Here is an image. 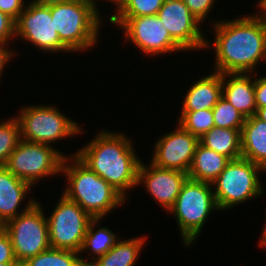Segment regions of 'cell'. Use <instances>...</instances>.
Masks as SVG:
<instances>
[{"mask_svg":"<svg viewBox=\"0 0 266 266\" xmlns=\"http://www.w3.org/2000/svg\"><path fill=\"white\" fill-rule=\"evenodd\" d=\"M241 157L266 171V122L256 115L246 118L242 126Z\"/></svg>","mask_w":266,"mask_h":266,"instance_id":"obj_20","label":"cell"},{"mask_svg":"<svg viewBox=\"0 0 266 266\" xmlns=\"http://www.w3.org/2000/svg\"><path fill=\"white\" fill-rule=\"evenodd\" d=\"M102 221H104V218H93L89 222L86 235L79 252L84 266H89L97 258L106 254L121 238L119 237V233H114V231L109 227H103V225L100 226ZM83 254L87 257H82Z\"/></svg>","mask_w":266,"mask_h":266,"instance_id":"obj_19","label":"cell"},{"mask_svg":"<svg viewBox=\"0 0 266 266\" xmlns=\"http://www.w3.org/2000/svg\"><path fill=\"white\" fill-rule=\"evenodd\" d=\"M148 237L142 235L132 236L123 240L120 238L114 247L106 254L100 256L89 266H135L139 256L143 253Z\"/></svg>","mask_w":266,"mask_h":266,"instance_id":"obj_21","label":"cell"},{"mask_svg":"<svg viewBox=\"0 0 266 266\" xmlns=\"http://www.w3.org/2000/svg\"><path fill=\"white\" fill-rule=\"evenodd\" d=\"M15 41L21 40L41 54H72L60 41L50 12V6L28 2L15 22Z\"/></svg>","mask_w":266,"mask_h":266,"instance_id":"obj_12","label":"cell"},{"mask_svg":"<svg viewBox=\"0 0 266 266\" xmlns=\"http://www.w3.org/2000/svg\"><path fill=\"white\" fill-rule=\"evenodd\" d=\"M158 137L154 142L149 162L161 168L188 173L199 138L183 129L178 123L174 129Z\"/></svg>","mask_w":266,"mask_h":266,"instance_id":"obj_14","label":"cell"},{"mask_svg":"<svg viewBox=\"0 0 266 266\" xmlns=\"http://www.w3.org/2000/svg\"><path fill=\"white\" fill-rule=\"evenodd\" d=\"M262 227H264V228L261 229L262 232L259 235V241H258V248L260 247L261 249L266 246V221Z\"/></svg>","mask_w":266,"mask_h":266,"instance_id":"obj_37","label":"cell"},{"mask_svg":"<svg viewBox=\"0 0 266 266\" xmlns=\"http://www.w3.org/2000/svg\"><path fill=\"white\" fill-rule=\"evenodd\" d=\"M61 174L67 181L61 194L79 204L92 218L106 219L115 209L128 204L115 188L72 152L65 157Z\"/></svg>","mask_w":266,"mask_h":266,"instance_id":"obj_3","label":"cell"},{"mask_svg":"<svg viewBox=\"0 0 266 266\" xmlns=\"http://www.w3.org/2000/svg\"><path fill=\"white\" fill-rule=\"evenodd\" d=\"M109 24L121 30L123 42L137 48L143 56L161 58L164 55L185 52L169 35L157 15L138 17H111ZM124 34V35H123ZM130 42V43H129ZM154 56V57H153Z\"/></svg>","mask_w":266,"mask_h":266,"instance_id":"obj_9","label":"cell"},{"mask_svg":"<svg viewBox=\"0 0 266 266\" xmlns=\"http://www.w3.org/2000/svg\"><path fill=\"white\" fill-rule=\"evenodd\" d=\"M165 0H128L112 17L154 16Z\"/></svg>","mask_w":266,"mask_h":266,"instance_id":"obj_28","label":"cell"},{"mask_svg":"<svg viewBox=\"0 0 266 266\" xmlns=\"http://www.w3.org/2000/svg\"><path fill=\"white\" fill-rule=\"evenodd\" d=\"M10 45L12 46L14 44H1L0 43V82H2V77H3L2 75H4L3 73H5L6 66L9 67L8 65L11 64L10 62H12L13 59L15 60V58L18 57L19 55L18 53L19 51H17V49L14 51L13 46L11 47Z\"/></svg>","mask_w":266,"mask_h":266,"instance_id":"obj_34","label":"cell"},{"mask_svg":"<svg viewBox=\"0 0 266 266\" xmlns=\"http://www.w3.org/2000/svg\"><path fill=\"white\" fill-rule=\"evenodd\" d=\"M0 266H21L19 263H0Z\"/></svg>","mask_w":266,"mask_h":266,"instance_id":"obj_40","label":"cell"},{"mask_svg":"<svg viewBox=\"0 0 266 266\" xmlns=\"http://www.w3.org/2000/svg\"><path fill=\"white\" fill-rule=\"evenodd\" d=\"M63 151L50 145L21 139L9 155L5 167L34 188L49 177H60L63 161L69 156Z\"/></svg>","mask_w":266,"mask_h":266,"instance_id":"obj_8","label":"cell"},{"mask_svg":"<svg viewBox=\"0 0 266 266\" xmlns=\"http://www.w3.org/2000/svg\"><path fill=\"white\" fill-rule=\"evenodd\" d=\"M87 144L73 152L99 177L108 182L126 200L128 192L137 188L141 163L139 151L131 136L107 128L97 131ZM135 146V147H134Z\"/></svg>","mask_w":266,"mask_h":266,"instance_id":"obj_2","label":"cell"},{"mask_svg":"<svg viewBox=\"0 0 266 266\" xmlns=\"http://www.w3.org/2000/svg\"><path fill=\"white\" fill-rule=\"evenodd\" d=\"M142 161L138 170L137 187H144L146 194L156 202L166 213L174 206L182 185L188 174L175 170L158 167L151 162L148 165Z\"/></svg>","mask_w":266,"mask_h":266,"instance_id":"obj_15","label":"cell"},{"mask_svg":"<svg viewBox=\"0 0 266 266\" xmlns=\"http://www.w3.org/2000/svg\"><path fill=\"white\" fill-rule=\"evenodd\" d=\"M214 211L220 212L212 184L187 178L174 206L167 213L175 218L184 249L191 248L199 240Z\"/></svg>","mask_w":266,"mask_h":266,"instance_id":"obj_6","label":"cell"},{"mask_svg":"<svg viewBox=\"0 0 266 266\" xmlns=\"http://www.w3.org/2000/svg\"><path fill=\"white\" fill-rule=\"evenodd\" d=\"M254 94L256 108L266 107V75L261 72L254 73Z\"/></svg>","mask_w":266,"mask_h":266,"instance_id":"obj_33","label":"cell"},{"mask_svg":"<svg viewBox=\"0 0 266 266\" xmlns=\"http://www.w3.org/2000/svg\"><path fill=\"white\" fill-rule=\"evenodd\" d=\"M67 0H28L27 2L38 3L45 6H51L59 3H63Z\"/></svg>","mask_w":266,"mask_h":266,"instance_id":"obj_36","label":"cell"},{"mask_svg":"<svg viewBox=\"0 0 266 266\" xmlns=\"http://www.w3.org/2000/svg\"><path fill=\"white\" fill-rule=\"evenodd\" d=\"M32 189L30 184L17 178L5 166L0 167V224L2 226L38 202L36 200L38 198L29 197L34 193Z\"/></svg>","mask_w":266,"mask_h":266,"instance_id":"obj_16","label":"cell"},{"mask_svg":"<svg viewBox=\"0 0 266 266\" xmlns=\"http://www.w3.org/2000/svg\"><path fill=\"white\" fill-rule=\"evenodd\" d=\"M11 116L0 121V167L5 166L9 155L21 140L19 122L14 115Z\"/></svg>","mask_w":266,"mask_h":266,"instance_id":"obj_26","label":"cell"},{"mask_svg":"<svg viewBox=\"0 0 266 266\" xmlns=\"http://www.w3.org/2000/svg\"><path fill=\"white\" fill-rule=\"evenodd\" d=\"M41 203L38 200L29 210L3 226L10 235L13 252L20 265L28 258L51 248L47 213Z\"/></svg>","mask_w":266,"mask_h":266,"instance_id":"obj_10","label":"cell"},{"mask_svg":"<svg viewBox=\"0 0 266 266\" xmlns=\"http://www.w3.org/2000/svg\"><path fill=\"white\" fill-rule=\"evenodd\" d=\"M15 40V21L8 15L0 12V43L14 44Z\"/></svg>","mask_w":266,"mask_h":266,"instance_id":"obj_30","label":"cell"},{"mask_svg":"<svg viewBox=\"0 0 266 266\" xmlns=\"http://www.w3.org/2000/svg\"><path fill=\"white\" fill-rule=\"evenodd\" d=\"M46 215L51 248L80 252L89 222L93 219L84 209L60 194ZM52 212V213H51Z\"/></svg>","mask_w":266,"mask_h":266,"instance_id":"obj_11","label":"cell"},{"mask_svg":"<svg viewBox=\"0 0 266 266\" xmlns=\"http://www.w3.org/2000/svg\"><path fill=\"white\" fill-rule=\"evenodd\" d=\"M100 2H105V3L108 2L106 4H109V3L113 4V7L115 10H112V8H111V11L112 12L114 11V12L110 16H107V18L109 20L114 14H116L128 2V0H104V1L103 0H94L95 7H96L98 13L102 16V13L100 11L101 9H100L99 5L100 6H103V5H101Z\"/></svg>","mask_w":266,"mask_h":266,"instance_id":"obj_35","label":"cell"},{"mask_svg":"<svg viewBox=\"0 0 266 266\" xmlns=\"http://www.w3.org/2000/svg\"><path fill=\"white\" fill-rule=\"evenodd\" d=\"M260 120L266 122V107L258 108L255 114Z\"/></svg>","mask_w":266,"mask_h":266,"instance_id":"obj_39","label":"cell"},{"mask_svg":"<svg viewBox=\"0 0 266 266\" xmlns=\"http://www.w3.org/2000/svg\"><path fill=\"white\" fill-rule=\"evenodd\" d=\"M222 97L245 118L255 115L254 73L222 74Z\"/></svg>","mask_w":266,"mask_h":266,"instance_id":"obj_18","label":"cell"},{"mask_svg":"<svg viewBox=\"0 0 266 266\" xmlns=\"http://www.w3.org/2000/svg\"><path fill=\"white\" fill-rule=\"evenodd\" d=\"M61 110L54 104L45 105L40 102L35 105L25 104L17 109L19 112L14 116L20 125L21 139L57 148L55 146L57 142L75 136H77L75 138L81 137V134L85 133L83 126Z\"/></svg>","mask_w":266,"mask_h":266,"instance_id":"obj_5","label":"cell"},{"mask_svg":"<svg viewBox=\"0 0 266 266\" xmlns=\"http://www.w3.org/2000/svg\"><path fill=\"white\" fill-rule=\"evenodd\" d=\"M230 159L198 144L188 171V178L212 183L225 169Z\"/></svg>","mask_w":266,"mask_h":266,"instance_id":"obj_22","label":"cell"},{"mask_svg":"<svg viewBox=\"0 0 266 266\" xmlns=\"http://www.w3.org/2000/svg\"><path fill=\"white\" fill-rule=\"evenodd\" d=\"M185 5L189 8L190 12L194 15V17L203 25L206 23L208 19V25L215 24L217 21H219L217 18L213 20V18L209 17L211 15L216 3L219 2L217 0H183ZM211 20V21H210ZM210 23V24H209Z\"/></svg>","mask_w":266,"mask_h":266,"instance_id":"obj_29","label":"cell"},{"mask_svg":"<svg viewBox=\"0 0 266 266\" xmlns=\"http://www.w3.org/2000/svg\"><path fill=\"white\" fill-rule=\"evenodd\" d=\"M21 266H84L80 254L72 250L49 248L28 258Z\"/></svg>","mask_w":266,"mask_h":266,"instance_id":"obj_24","label":"cell"},{"mask_svg":"<svg viewBox=\"0 0 266 266\" xmlns=\"http://www.w3.org/2000/svg\"><path fill=\"white\" fill-rule=\"evenodd\" d=\"M252 12L210 25L214 39L206 35L204 51L214 52L211 70L221 74L257 73L259 66L266 65V20L259 12Z\"/></svg>","mask_w":266,"mask_h":266,"instance_id":"obj_1","label":"cell"},{"mask_svg":"<svg viewBox=\"0 0 266 266\" xmlns=\"http://www.w3.org/2000/svg\"><path fill=\"white\" fill-rule=\"evenodd\" d=\"M50 12L60 41L74 55L93 51L99 45L105 16L98 13L94 2L67 0L51 5Z\"/></svg>","mask_w":266,"mask_h":266,"instance_id":"obj_4","label":"cell"},{"mask_svg":"<svg viewBox=\"0 0 266 266\" xmlns=\"http://www.w3.org/2000/svg\"><path fill=\"white\" fill-rule=\"evenodd\" d=\"M157 16L171 38L187 53L204 51L206 31L183 0H165Z\"/></svg>","mask_w":266,"mask_h":266,"instance_id":"obj_13","label":"cell"},{"mask_svg":"<svg viewBox=\"0 0 266 266\" xmlns=\"http://www.w3.org/2000/svg\"><path fill=\"white\" fill-rule=\"evenodd\" d=\"M214 126L220 128L242 129L246 118L224 97L212 109Z\"/></svg>","mask_w":266,"mask_h":266,"instance_id":"obj_27","label":"cell"},{"mask_svg":"<svg viewBox=\"0 0 266 266\" xmlns=\"http://www.w3.org/2000/svg\"><path fill=\"white\" fill-rule=\"evenodd\" d=\"M193 80L183 95L180 111H199L213 109L222 97V74L208 71L207 75Z\"/></svg>","mask_w":266,"mask_h":266,"instance_id":"obj_17","label":"cell"},{"mask_svg":"<svg viewBox=\"0 0 266 266\" xmlns=\"http://www.w3.org/2000/svg\"><path fill=\"white\" fill-rule=\"evenodd\" d=\"M178 124L197 138H201L214 127L212 109L199 111H180Z\"/></svg>","mask_w":266,"mask_h":266,"instance_id":"obj_25","label":"cell"},{"mask_svg":"<svg viewBox=\"0 0 266 266\" xmlns=\"http://www.w3.org/2000/svg\"><path fill=\"white\" fill-rule=\"evenodd\" d=\"M27 3L26 0H0V12L8 15L16 22Z\"/></svg>","mask_w":266,"mask_h":266,"instance_id":"obj_32","label":"cell"},{"mask_svg":"<svg viewBox=\"0 0 266 266\" xmlns=\"http://www.w3.org/2000/svg\"><path fill=\"white\" fill-rule=\"evenodd\" d=\"M241 130L214 126L199 138V143L230 160L237 159L241 157Z\"/></svg>","mask_w":266,"mask_h":266,"instance_id":"obj_23","label":"cell"},{"mask_svg":"<svg viewBox=\"0 0 266 266\" xmlns=\"http://www.w3.org/2000/svg\"><path fill=\"white\" fill-rule=\"evenodd\" d=\"M0 263H18L13 252L10 235L3 227L0 229Z\"/></svg>","mask_w":266,"mask_h":266,"instance_id":"obj_31","label":"cell"},{"mask_svg":"<svg viewBox=\"0 0 266 266\" xmlns=\"http://www.w3.org/2000/svg\"><path fill=\"white\" fill-rule=\"evenodd\" d=\"M260 174L264 175L266 171L250 160L243 157L230 160L211 183L218 209L227 212L248 201L263 198L265 188Z\"/></svg>","mask_w":266,"mask_h":266,"instance_id":"obj_7","label":"cell"},{"mask_svg":"<svg viewBox=\"0 0 266 266\" xmlns=\"http://www.w3.org/2000/svg\"><path fill=\"white\" fill-rule=\"evenodd\" d=\"M256 10L258 8V12L263 16V18L266 20V0H257L256 1Z\"/></svg>","mask_w":266,"mask_h":266,"instance_id":"obj_38","label":"cell"}]
</instances>
